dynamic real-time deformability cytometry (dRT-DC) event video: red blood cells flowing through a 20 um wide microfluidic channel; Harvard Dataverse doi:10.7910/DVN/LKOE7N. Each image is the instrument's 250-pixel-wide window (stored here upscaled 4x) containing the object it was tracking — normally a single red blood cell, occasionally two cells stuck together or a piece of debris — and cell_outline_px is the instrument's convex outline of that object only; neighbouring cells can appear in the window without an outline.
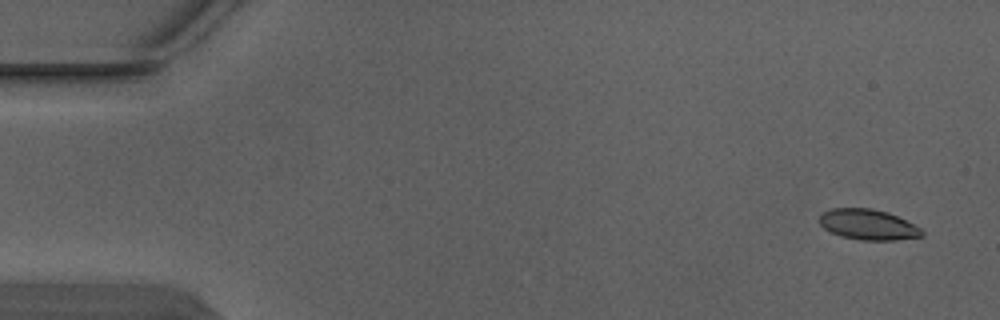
{"species": "Egyptian fruit bat (a non-hibernating species)", "species_latin": "Rousettus aegyptiacus", "temperature_condition": "warm", "stored_images_in_passage": 5, "segment_of_instrument_passage": [2, 2], "camera_frame_rate_fps": 3000, "um_per_image_px": 0.085, "animal": {"sex": "male"}, "frame": {"image": 1, "passage_image": 5, "time_ms": 1.333, "image_size_px": [1000, 320], "cell_outline_px": [[924, 236], [896, 240], [860, 240], [840, 236], [824, 228], [820, 224], [820, 216], [824, 212], [832, 208], [872, 208], [888, 212], [920, 228], [924, 232]], "centroid_in_image_um": [73.79, 19.09], "position_along_channel_um": 11.2, "area_um2": 18.09}}